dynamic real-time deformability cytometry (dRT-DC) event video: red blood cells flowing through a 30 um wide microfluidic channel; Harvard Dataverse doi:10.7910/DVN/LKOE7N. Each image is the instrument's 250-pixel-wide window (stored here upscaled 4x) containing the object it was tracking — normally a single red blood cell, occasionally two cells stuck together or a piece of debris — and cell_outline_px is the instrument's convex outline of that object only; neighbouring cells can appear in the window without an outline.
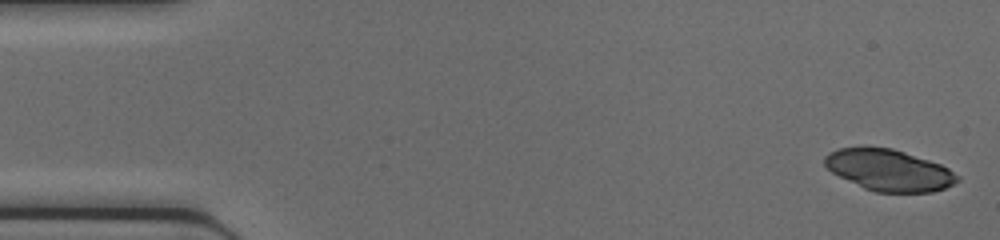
{"species": "common noctule bat (a hibernating species)", "species_latin": "Nyctalus noctula", "temperature_condition": "cold", "stored_images_in_passage": 44, "camera_frame_rate_fps": 3000, "um_per_image_px": 0.085, "animal": {"sex": "female", "body_mass_g": 17.0, "forearm_length_mm": 48.0}, "frame": {"image": 1, "passage_image": 1, "time_ms": 0.0, "image_size_px": [1000, 240], "cell_outline_px": [[960, 180], [944, 188], [932, 192], [876, 192], [864, 188], [832, 172], [824, 164], [824, 156], [828, 152], [840, 148], [864, 144], [892, 148], [940, 164], [948, 168], [960, 176]], "centroid_in_image_um": [75.53, 14.42], "position_along_channel_um": 9.5, "area_um2": 32.31}}
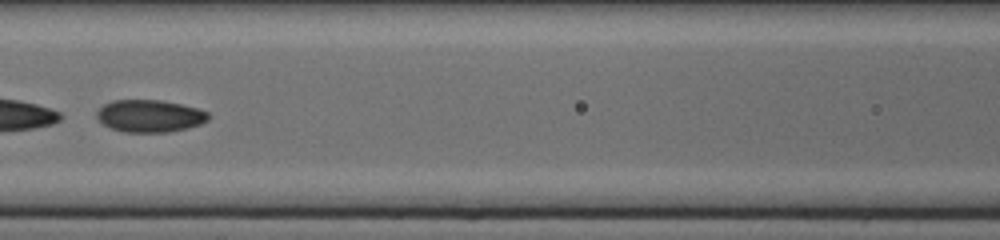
{"frame": {"image": 2, "passage_image": 20, "time_ms": 6.333, "image_size_px": [1000, 240], "cell_outline_px": [[208, 120], [200, 124], [188, 128], [168, 132], [124, 132], [112, 128], [104, 124], [96, 116], [96, 112], [104, 104], [112, 100], [160, 100], [180, 104], [196, 108], [208, 112]], "centroid_in_image_um": [12.72, 9.85], "position_along_channel_um": 153.9, "area_um2": 20.87}}
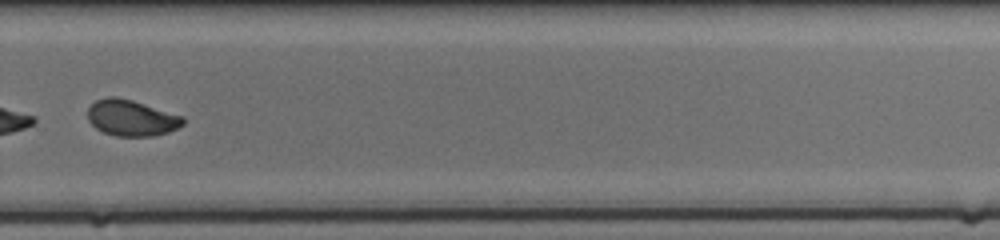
{"frame": {"image": 3, "passage_image": 31, "time_ms": 10.0, "image_size_px": [1000, 240], "cell_outline_px": [[184, 124], [168, 132], [152, 136], [116, 136], [104, 132], [96, 128], [88, 120], [88, 108], [96, 100], [108, 96], [116, 96], [132, 100], [184, 116]], "centroid_in_image_um": [11.17, 10.01], "position_along_channel_um": 318.6, "area_um2": 20.0}}